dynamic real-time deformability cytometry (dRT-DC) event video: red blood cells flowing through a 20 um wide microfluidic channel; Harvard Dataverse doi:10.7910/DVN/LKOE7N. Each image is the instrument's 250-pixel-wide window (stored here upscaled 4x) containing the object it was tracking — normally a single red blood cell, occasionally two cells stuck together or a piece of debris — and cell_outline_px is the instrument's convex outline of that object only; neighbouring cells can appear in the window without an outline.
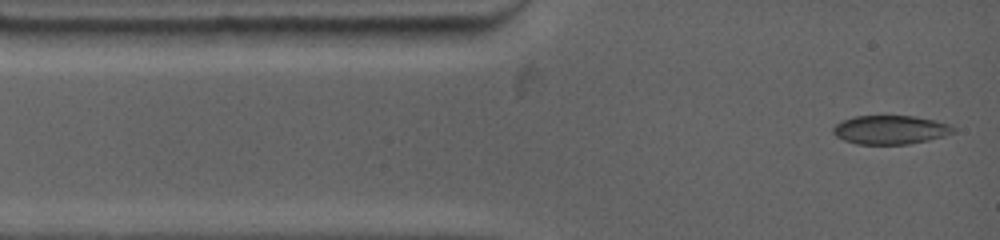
{"species": "common noctule bat (a hibernating species)", "species_latin": "Nyctalus noctula", "temperature_condition": "warm", "stored_images_in_passage": 2, "camera_frame_rate_fps": 4500, "um_per_image_px": 0.085, "animal": {"sex": "female", "body_mass_g": 19.0, "forearm_length_mm": 53.3}, "frame": {"image": 1, "passage_image": 2, "time_ms": 0.444, "image_size_px": [1000, 240], "cell_outline_px": [[956, 132], [944, 136], [928, 140], [908, 144], [856, 144], [844, 140], [836, 136], [832, 132], [832, 128], [836, 124], [844, 120], [856, 116], [916, 116], [936, 120], [948, 124], [956, 128]], "centroid_in_image_um": [75.71, 11.03], "position_along_channel_um": 9.3, "area_um2": 20.23}}